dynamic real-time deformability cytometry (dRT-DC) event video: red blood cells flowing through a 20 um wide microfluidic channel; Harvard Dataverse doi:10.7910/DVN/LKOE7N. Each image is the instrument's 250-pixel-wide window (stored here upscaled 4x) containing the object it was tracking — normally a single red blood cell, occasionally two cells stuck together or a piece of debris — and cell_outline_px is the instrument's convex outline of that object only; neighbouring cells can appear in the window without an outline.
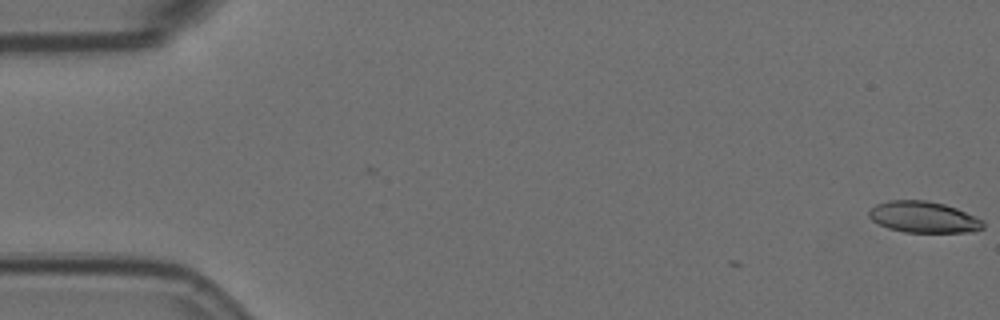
{"species": "Egyptian fruit bat (a non-hibernating species)", "species_latin": "Rousettus aegyptiacus", "temperature_condition": "room temperature", "stored_images_in_passage": 2, "camera_frame_rate_fps": 3000, "um_per_image_px": 0.085, "animal": {"sex": "female"}, "frame": {"image": 1, "passage_image": 2, "time_ms": 0.333, "image_size_px": [1000, 320], "cell_outline_px": [[984, 228], [976, 232], [904, 232], [888, 228], [872, 220], [868, 216], [868, 212], [876, 204], [888, 200], [928, 200], [944, 204], [956, 208], [976, 216], [984, 220]], "centroid_in_image_um": [78.54, 18.45], "position_along_channel_um": 6.5, "area_um2": 20.98}}